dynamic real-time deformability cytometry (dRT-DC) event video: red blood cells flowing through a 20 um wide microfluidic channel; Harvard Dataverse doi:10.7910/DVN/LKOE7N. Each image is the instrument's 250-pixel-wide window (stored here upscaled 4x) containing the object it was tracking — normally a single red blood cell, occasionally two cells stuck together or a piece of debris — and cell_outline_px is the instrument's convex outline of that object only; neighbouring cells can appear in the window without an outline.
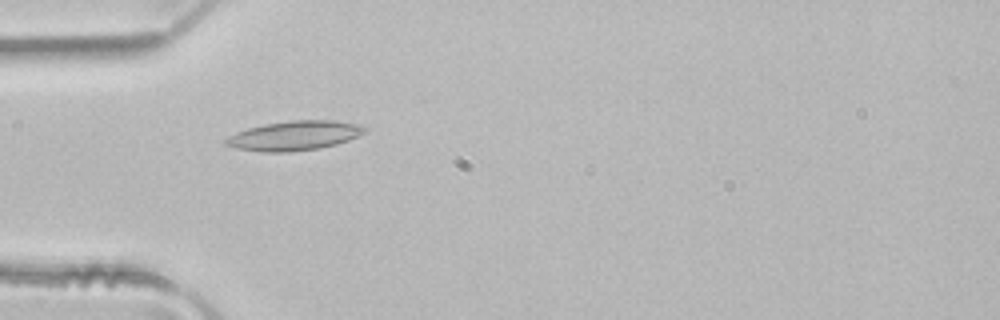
{"species": "common noctule bat (a hibernating species)", "species_latin": "Nyctalus noctula", "temperature_condition": "room temperature", "stored_images_in_passage": 4, "camera_frame_rate_fps": 3000, "um_per_image_px": 0.085, "animal": {"sex": "male", "body_mass_g": 21.5, "forearm_length_mm": 52.0}, "frame": {"image": 1, "passage_image": 3, "time_ms": 0.667, "image_size_px": [1000, 320], "cell_outline_px": [[368, 128], [364, 132], [348, 140], [336, 144], [320, 148], [288, 152], [264, 152], [236, 148], [224, 144], [224, 140], [228, 136], [236, 132], [248, 128], [264, 124], [292, 120], [336, 120], [360, 124]], "centroid_in_image_um": [25.01, 11.52], "position_along_channel_um": 60.0, "area_um2": 23.87}}
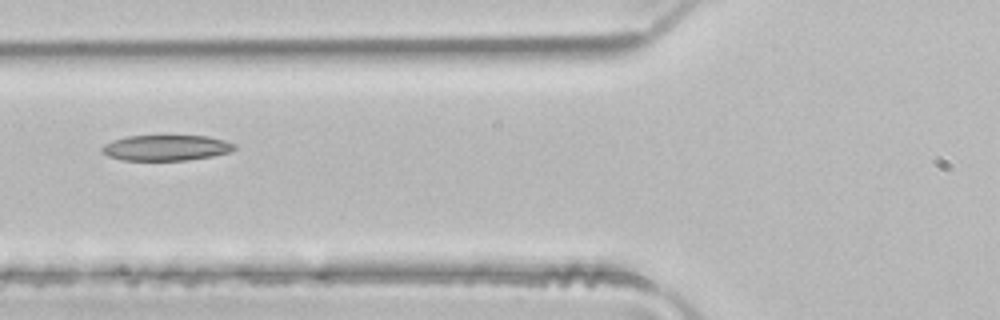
{"frame": {"image": 2, "passage_image": 4, "time_ms": 1.0, "image_size_px": [1000, 320], "cell_outline_px": [[236, 148], [232, 152], [212, 156], [188, 160], [120, 160], [108, 156], [100, 148], [104, 144], [112, 140], [128, 136], [208, 136], [224, 140], [236, 144]], "centroid_in_image_um": [14.14, 12.56], "position_along_channel_um": 111.7, "area_um2": 19.83}}